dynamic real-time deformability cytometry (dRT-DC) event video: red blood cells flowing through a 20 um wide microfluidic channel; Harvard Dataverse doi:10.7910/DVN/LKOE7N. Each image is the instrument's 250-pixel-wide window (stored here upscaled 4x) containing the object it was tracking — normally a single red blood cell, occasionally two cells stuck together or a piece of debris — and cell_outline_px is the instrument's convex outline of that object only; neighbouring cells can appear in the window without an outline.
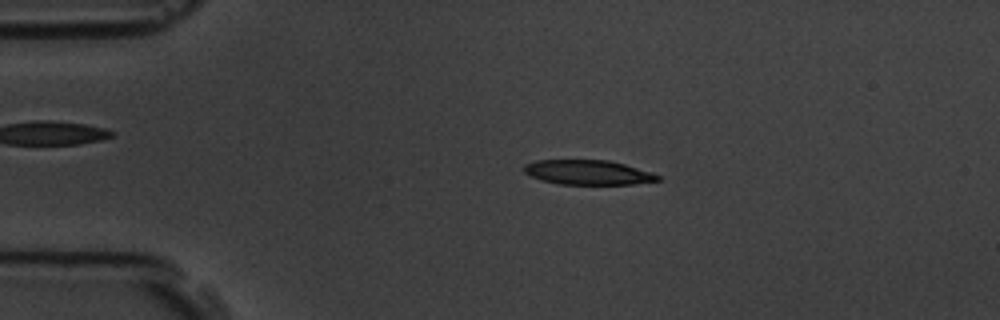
{"species": "common noctule bat (a hibernating species)", "species_latin": "Nyctalus noctula", "temperature_condition": "room temperature", "stored_images_in_passage": 3, "camera_frame_rate_fps": 3000, "um_per_image_px": 0.085, "animal": {"sex": "male", "body_mass_g": 19.5, "forearm_length_mm": 54.6}, "frame": {"image": 1, "passage_image": 2, "time_ms": 1.333, "image_size_px": [1000, 320], "cell_outline_px": [[660, 180], [632, 184], [560, 184], [540, 180], [524, 172], [524, 164], [536, 160], [608, 160], [624, 164], [652, 172], [660, 176]], "centroid_in_image_um": [49.97, 14.65], "position_along_channel_um": 35.0, "area_um2": 19.13}}